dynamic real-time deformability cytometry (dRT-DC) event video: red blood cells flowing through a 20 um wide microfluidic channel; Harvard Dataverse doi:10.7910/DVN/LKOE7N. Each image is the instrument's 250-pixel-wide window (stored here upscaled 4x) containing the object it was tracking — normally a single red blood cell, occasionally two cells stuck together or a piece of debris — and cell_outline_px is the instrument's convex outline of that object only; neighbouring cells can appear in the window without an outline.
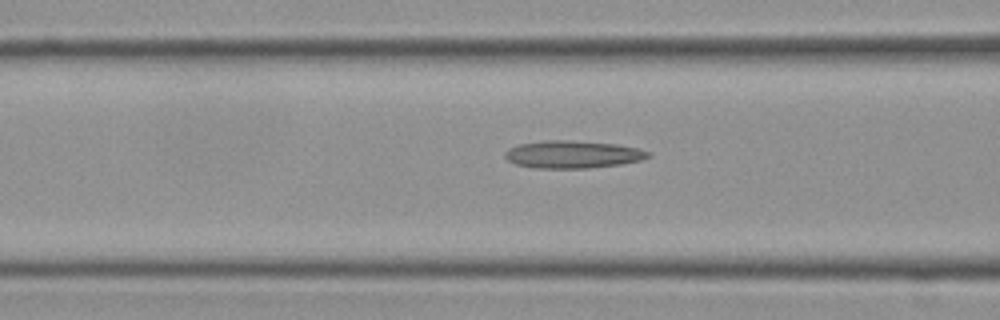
{"species": "Egyptian fruit bat (a non-hibernating species)", "species_latin": "Rousettus aegyptiacus", "temperature_condition": "cold", "stored_images_in_passage": 41, "camera_frame_rate_fps": 3000, "um_per_image_px": 0.085, "frame": {"image": 1, "passage_image": 14, "time_ms": 4.333, "image_size_px": [1000, 320], "cell_outline_px": [[652, 156], [640, 160], [620, 164], [588, 168], [536, 168], [516, 164], [508, 160], [504, 156], [504, 152], [508, 148], [520, 144], [548, 140], [568, 140], [616, 144], [640, 148], [652, 152]], "centroid_in_image_um": [48.71, 13.12], "position_along_channel_um": 117.9, "area_um2": 23.0}}
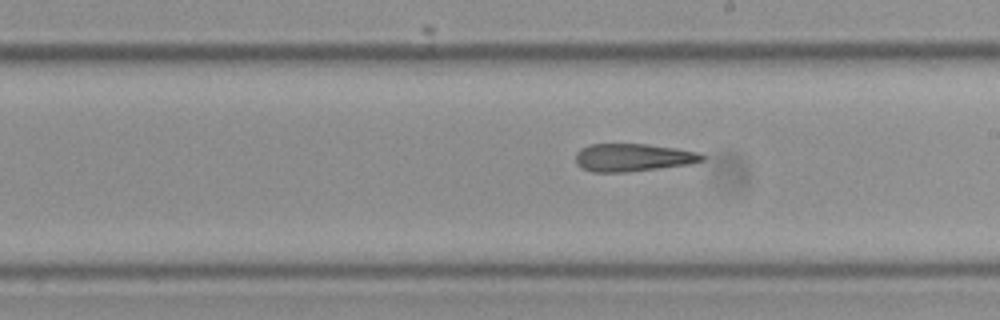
{"frame": {"image": 2, "passage_image": 24, "time_ms": 7.667, "image_size_px": [1000, 320], "cell_outline_px": [[708, 156], [704, 160], [692, 164], [660, 168], [624, 172], [592, 172], [580, 168], [576, 164], [576, 152], [580, 148], [588, 144], [644, 144], [676, 148], [696, 152]], "centroid_in_image_um": [53.79, 13.39], "position_along_channel_um": 235.2, "area_um2": 20.69}}
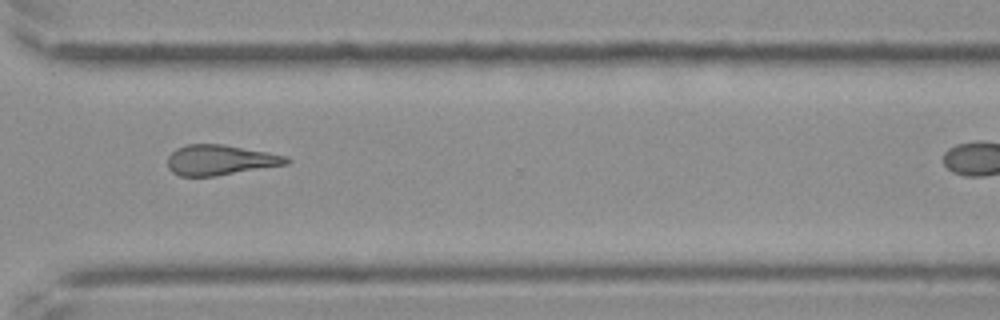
{"frame": {"image": 3, "passage_image": 34, "time_ms": 11.0, "image_size_px": [1000, 320], "cell_outline_px": [[292, 160], [288, 164], [216, 176], [180, 176], [172, 172], [168, 168], [168, 156], [176, 148], [188, 144], [220, 144], [268, 152], [288, 156]], "centroid_in_image_um": [18.73, 13.6], "position_along_channel_um": 351.9, "area_um2": 20.98}}